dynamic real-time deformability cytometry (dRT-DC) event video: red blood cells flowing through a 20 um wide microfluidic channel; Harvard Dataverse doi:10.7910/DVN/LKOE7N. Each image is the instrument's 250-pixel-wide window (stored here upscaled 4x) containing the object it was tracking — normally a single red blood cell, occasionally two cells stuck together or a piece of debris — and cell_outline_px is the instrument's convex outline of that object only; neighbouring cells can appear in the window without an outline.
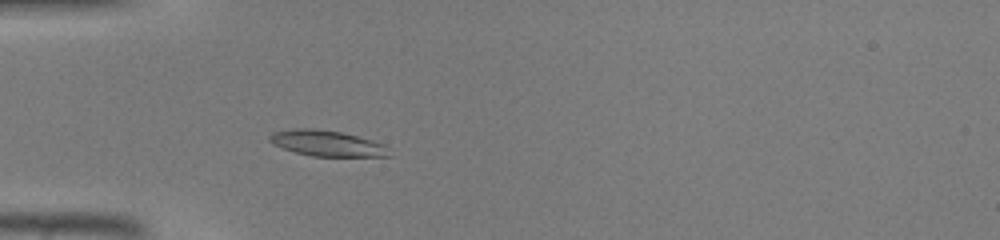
{"species": "common noctule bat (a hibernating species)", "species_latin": "Nyctalus noctula", "temperature_condition": "warm", "stored_images_in_passage": 32, "camera_frame_rate_fps": 3000, "um_per_image_px": 0.085, "animal": {"sex": "male", "body_mass_g": 19.0, "forearm_length_mm": 50.8}, "frame": {"image": 1, "passage_image": 1, "time_ms": 0.0, "image_size_px": [1000, 240], "cell_outline_px": [[392, 156], [312, 156], [296, 152], [272, 144], [268, 140], [268, 136], [272, 132], [296, 128], [312, 128], [344, 132], [372, 140], [384, 144]], "centroid_in_image_um": [27.78, 12.17], "position_along_channel_um": 57.2, "area_um2": 17.98}}
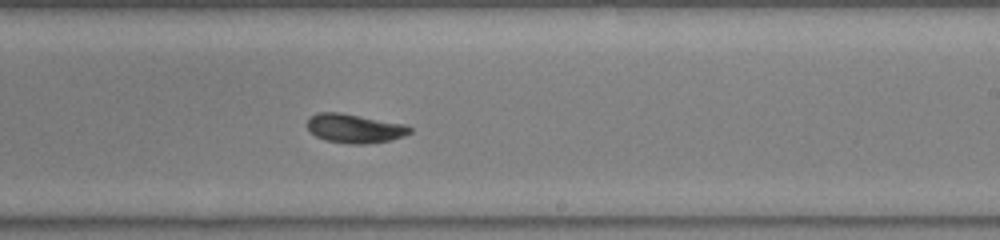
{"frame": {"image": 2, "passage_image": 15, "time_ms": 4.667, "image_size_px": [1000, 240], "cell_outline_px": [[412, 132], [404, 136], [388, 140], [364, 144], [348, 144], [324, 140], [316, 136], [308, 128], [308, 120], [316, 112], [340, 112], [404, 124], [412, 128]], "centroid_in_image_um": [30.14, 10.91], "position_along_channel_um": 258.9, "area_um2": 17.22}}
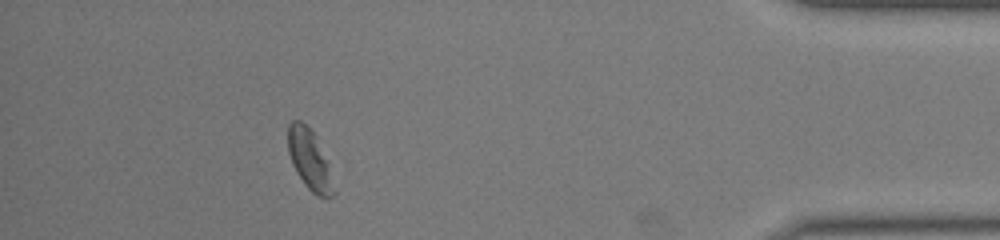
{"frame": {"image": 3, "passage_image": 28, "time_ms": 9.0, "image_size_px": [1000, 240], "cell_outline_px": [[336, 192], [332, 196], [324, 200], [316, 196], [304, 184], [296, 172], [292, 164], [288, 152], [288, 124], [292, 120], [300, 120], [312, 132], [328, 164]], "centroid_in_image_um": [26.31, 13.65], "position_along_channel_um": 408.9, "area_um2": 15.9}}